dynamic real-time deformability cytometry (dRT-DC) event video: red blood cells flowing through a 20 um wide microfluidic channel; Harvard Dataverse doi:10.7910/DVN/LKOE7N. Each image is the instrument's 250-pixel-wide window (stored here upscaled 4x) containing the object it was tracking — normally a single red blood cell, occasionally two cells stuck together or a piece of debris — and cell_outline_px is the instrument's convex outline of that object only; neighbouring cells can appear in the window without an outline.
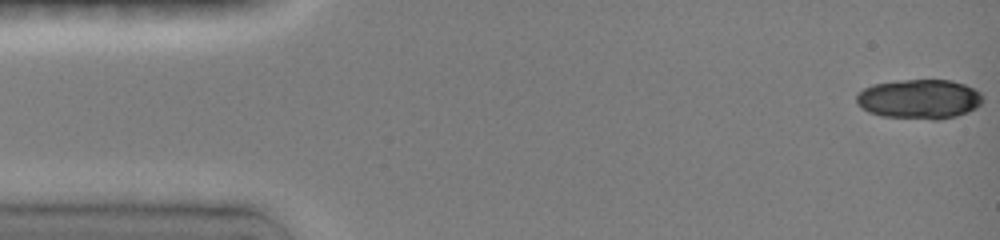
{"species": "common noctule bat (a hibernating species)", "species_latin": "Nyctalus noctula", "temperature_condition": "room temperature", "stored_images_in_passage": 27, "camera_frame_rate_fps": 3000, "um_per_image_px": 0.085, "animal": {"sex": "female", "body_mass_g": 19.0, "forearm_length_mm": 51.5}, "frame": {"image": 1, "passage_image": 1, "time_ms": 0.0, "image_size_px": [1000, 240], "cell_outline_px": [[984, 100], [976, 108], [968, 112], [956, 116], [940, 120], [932, 120], [880, 116], [868, 112], [856, 104], [856, 92], [872, 84], [896, 80], [952, 80], [964, 84], [980, 92], [984, 96]], "centroid_in_image_um": [78.12, 8.43], "position_along_channel_um": 6.9, "area_um2": 29.65}}